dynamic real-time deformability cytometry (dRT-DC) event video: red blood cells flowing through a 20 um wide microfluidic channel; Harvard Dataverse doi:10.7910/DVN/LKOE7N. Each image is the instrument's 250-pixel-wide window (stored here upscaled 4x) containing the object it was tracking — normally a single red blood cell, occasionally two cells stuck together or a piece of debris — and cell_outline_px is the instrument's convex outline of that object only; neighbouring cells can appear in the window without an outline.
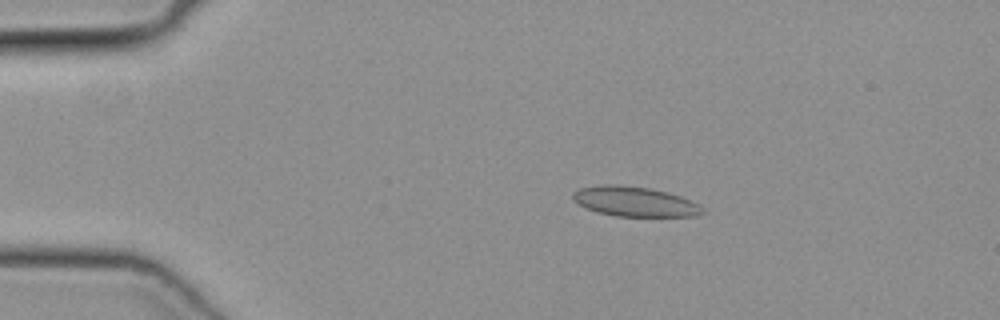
{"species": "common noctule bat (a hibernating species)", "species_latin": "Nyctalus noctula", "temperature_condition": "cold", "stored_images_in_passage": 50, "camera_frame_rate_fps": 3000, "um_per_image_px": 0.085, "animal": {"sex": "female", "body_mass_g": 19.3, "forearm_length_mm": 54.1}, "frame": {"image": 1, "passage_image": 10, "time_ms": 3.0, "image_size_px": [1000, 320], "cell_outline_px": [[704, 212], [696, 216], [616, 216], [596, 212], [584, 208], [572, 200], [572, 192], [580, 188], [604, 184], [616, 184], [648, 188], [668, 192], [680, 196], [700, 204], [704, 208]], "centroid_in_image_um": [53.92, 17.13], "position_along_channel_um": 31.1, "area_um2": 22.72}}
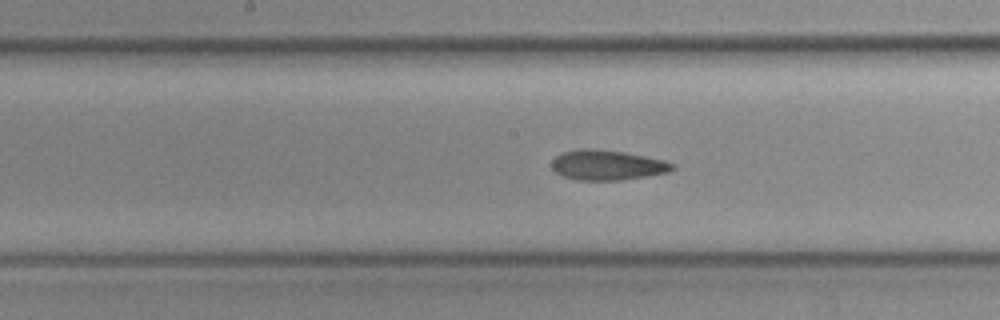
{"frame": {"image": 2, "passage_image": 26, "time_ms": 8.333, "image_size_px": [1000, 320], "cell_outline_px": [[676, 168], [668, 172], [648, 176], [620, 180], [576, 180], [564, 176], [556, 172], [552, 168], [552, 160], [556, 156], [564, 152], [580, 148], [592, 148], [624, 152], [664, 160], [676, 164]], "centroid_in_image_um": [51.64, 14.03], "position_along_channel_um": 196.6, "area_um2": 21.15}}
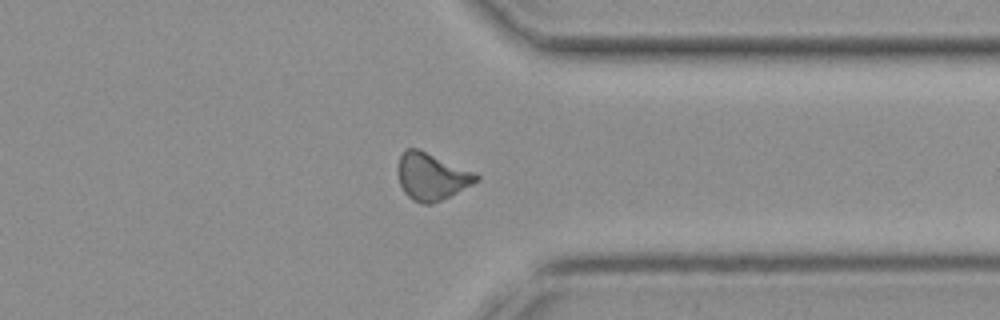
{"frame": {"image": 3, "passage_image": 39, "time_ms": 12.667, "image_size_px": [1000, 320], "cell_outline_px": [[480, 180], [432, 204], [420, 204], [412, 200], [404, 192], [400, 184], [396, 168], [400, 156], [404, 148], [416, 148], [476, 172], [480, 176]], "centroid_in_image_um": [36.66, 15.0], "position_along_channel_um": 374.7, "area_um2": 21.5}}